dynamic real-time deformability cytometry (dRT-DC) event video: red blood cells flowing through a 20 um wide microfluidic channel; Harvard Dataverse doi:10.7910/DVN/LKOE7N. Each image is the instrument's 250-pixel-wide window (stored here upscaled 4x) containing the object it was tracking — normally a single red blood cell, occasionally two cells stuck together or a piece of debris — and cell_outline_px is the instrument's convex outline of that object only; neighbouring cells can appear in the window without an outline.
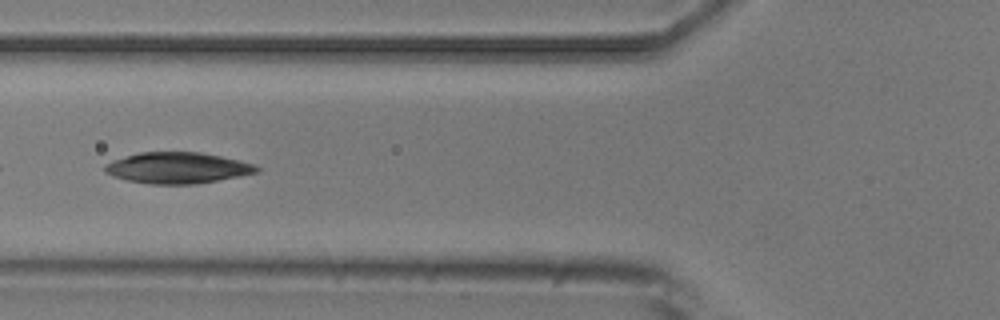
{"species": "common noctule bat (a hibernating species)", "species_latin": "Nyctalus noctula", "temperature_condition": "room temperature", "stored_images_in_passage": 8, "camera_frame_rate_fps": 3000, "um_per_image_px": 0.085, "animal": {"sex": "male", "body_mass_g": 20.5, "forearm_length_mm": 52.5}, "frame": {"image": 1, "passage_image": 6, "time_ms": 6.0, "image_size_px": [1000, 320], "cell_outline_px": [[260, 172], [240, 176], [196, 184], [152, 184], [128, 180], [112, 176], [104, 172], [104, 164], [112, 160], [140, 152], [200, 152], [220, 156], [256, 164], [260, 168]], "centroid_in_image_um": [15.09, 14.27], "position_along_channel_um": 110.7, "area_um2": 27.57}}
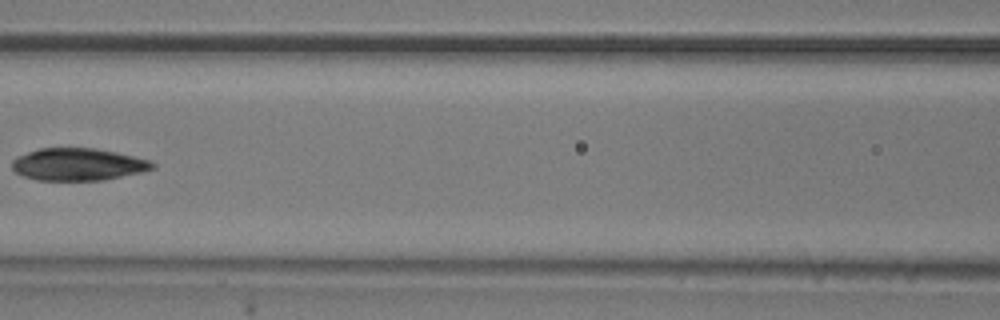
{"frame": {"image": 2, "passage_image": 7, "time_ms": 7.333, "image_size_px": [1000, 320], "cell_outline_px": [[156, 168], [140, 172], [104, 180], [36, 180], [24, 176], [16, 172], [12, 168], [12, 160], [16, 156], [40, 148], [92, 148], [116, 152], [148, 160], [156, 164]], "centroid_in_image_um": [6.61, 13.97], "position_along_channel_um": 160.0, "area_um2": 26.3}}